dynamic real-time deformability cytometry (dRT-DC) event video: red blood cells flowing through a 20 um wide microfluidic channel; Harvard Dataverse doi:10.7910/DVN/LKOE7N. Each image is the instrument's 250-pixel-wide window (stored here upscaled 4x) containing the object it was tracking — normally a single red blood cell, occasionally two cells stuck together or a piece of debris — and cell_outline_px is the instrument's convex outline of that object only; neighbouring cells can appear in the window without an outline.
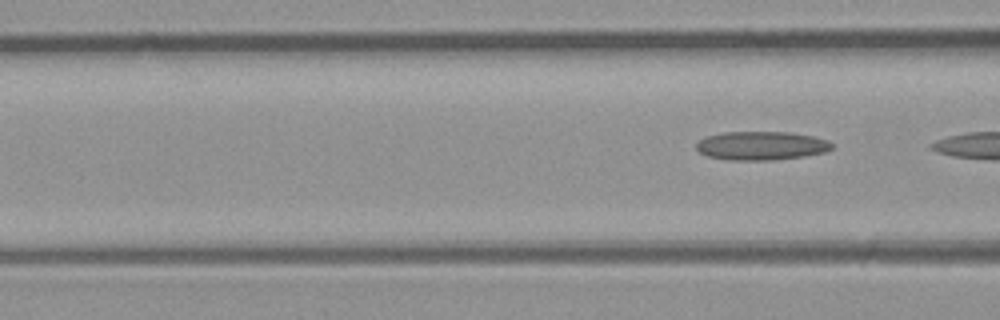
{"species": "common noctule bat (a hibernating species)", "species_latin": "Nyctalus noctula", "temperature_condition": "room temperature", "stored_images_in_passage": 5, "camera_frame_rate_fps": 3000, "um_per_image_px": 0.085, "animal": {"sex": "male", "body_mass_g": 23.1, "forearm_length_mm": 52.7}, "frame": {"image": 1, "passage_image": 5, "time_ms": 4.667, "image_size_px": [1000, 320], "cell_outline_px": [[832, 148], [824, 152], [804, 156], [772, 160], [728, 160], [708, 156], [700, 152], [696, 148], [696, 144], [700, 140], [708, 136], [724, 132], [788, 132], [812, 136], [828, 140], [832, 144]], "centroid_in_image_um": [64.71, 12.38], "position_along_channel_um": 101.9, "area_um2": 22.48}}